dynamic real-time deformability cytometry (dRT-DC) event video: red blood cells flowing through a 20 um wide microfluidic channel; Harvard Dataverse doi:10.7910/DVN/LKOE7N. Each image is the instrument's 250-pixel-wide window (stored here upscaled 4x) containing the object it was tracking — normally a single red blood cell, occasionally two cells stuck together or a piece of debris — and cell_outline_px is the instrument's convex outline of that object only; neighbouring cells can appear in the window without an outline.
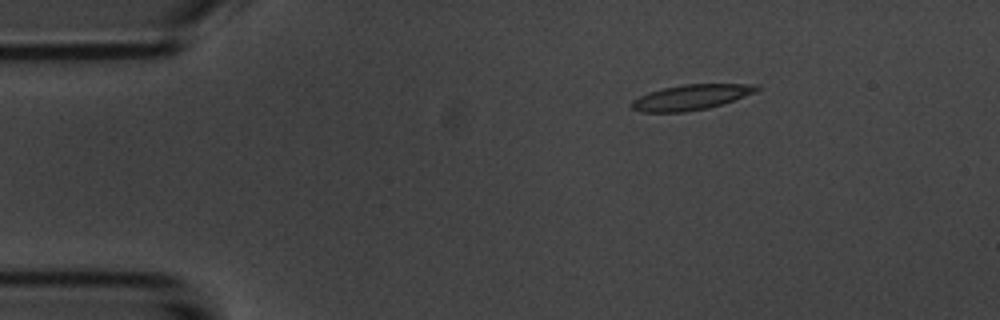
{"species": "common noctule bat (a hibernating species)", "species_latin": "Nyctalus noctula", "temperature_condition": "room temperature", "stored_images_in_passage": 47, "camera_frame_rate_fps": 3000, "um_per_image_px": 0.085, "animal": {"sex": "male", "body_mass_g": 20.1, "forearm_length_mm": 53.5}, "frame": {"image": 1, "passage_image": 1, "time_ms": 0.0, "image_size_px": [1000, 320], "cell_outline_px": [[760, 88], [756, 92], [708, 108], [684, 112], [640, 112], [632, 108], [628, 104], [632, 100], [648, 92], [664, 88], [684, 84], [760, 84]], "centroid_in_image_um": [58.7, 8.26], "position_along_channel_um": 26.3, "area_um2": 18.38}}
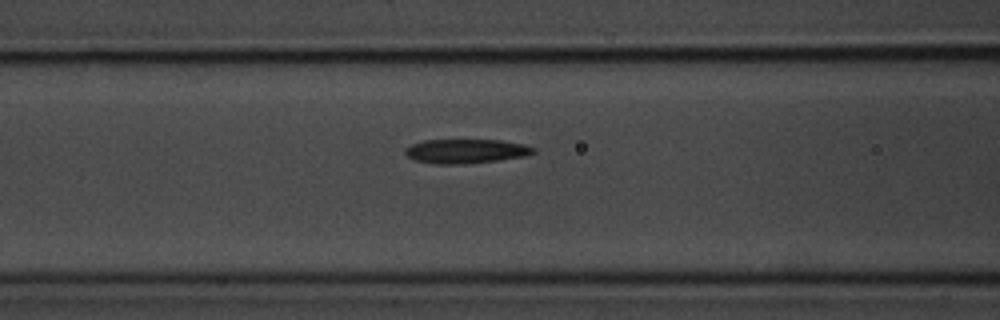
{"frame": {"image": 2, "passage_image": 14, "time_ms": 4.333, "image_size_px": [1000, 320], "cell_outline_px": [[536, 152], [528, 156], [500, 160], [464, 164], [432, 164], [412, 160], [404, 152], [404, 148], [412, 144], [424, 140], [500, 140], [524, 144], [536, 148]], "centroid_in_image_um": [39.61, 12.86], "position_along_channel_um": 127.0, "area_um2": 18.44}}
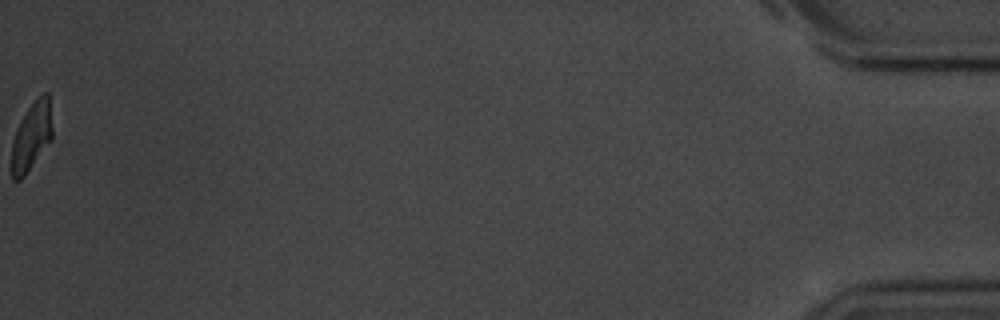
{"frame": {"image": 3, "passage_image": 47, "time_ms": 15.333, "image_size_px": [1000, 320], "cell_outline_px": [[52, 140], [24, 176], [20, 180], [12, 180], [12, 140], [16, 128], [28, 108], [44, 92], [48, 92], [52, 128]], "centroid_in_image_um": [2.68, 11.61], "position_along_channel_um": 432.5, "area_um2": 16.01}, "authors_computed_cell_mechanics": {"area_um2": 18.3226, "velocity_mm_per_s": 3.704, "shape_relaxation_time_tau1_ms": 7.0726, "shape_relaxation_time_tau2_ms": 4.2956, "deformation_change_tau1": 0.2312, "deformation_change_tau2": 0.127}}